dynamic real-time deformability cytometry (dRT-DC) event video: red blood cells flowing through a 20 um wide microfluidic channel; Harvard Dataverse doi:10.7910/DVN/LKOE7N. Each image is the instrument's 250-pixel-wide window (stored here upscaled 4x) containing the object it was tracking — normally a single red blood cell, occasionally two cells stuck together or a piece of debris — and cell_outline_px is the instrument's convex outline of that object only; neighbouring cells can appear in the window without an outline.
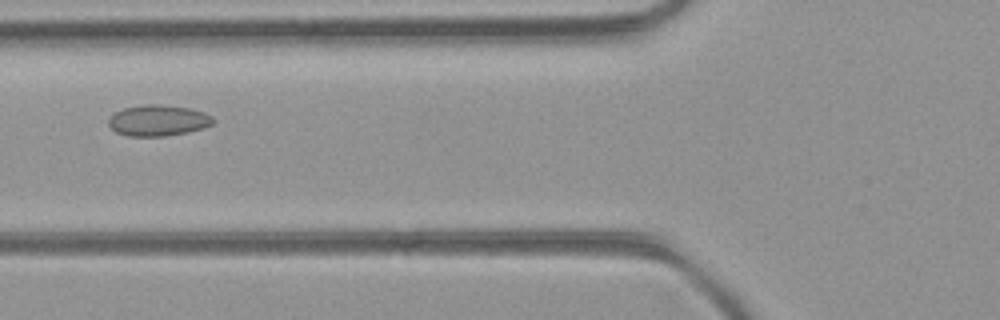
{"species": "common noctule bat (a hibernating species)", "species_latin": "Nyctalus noctula", "temperature_condition": "room temperature", "stored_images_in_passage": 41, "camera_frame_rate_fps": 3000, "um_per_image_px": 0.085, "animal": {"sex": "female", "body_mass_g": 21.9}, "frame": {"image": 1, "passage_image": 10, "time_ms": 3.0, "image_size_px": [1000, 320], "cell_outline_px": [[216, 120], [212, 124], [204, 128], [188, 132], [164, 136], [128, 136], [116, 132], [108, 124], [108, 120], [116, 112], [124, 108], [144, 104], [160, 104], [188, 108], [204, 112], [212, 116]], "centroid_in_image_um": [13.47, 10.24], "position_along_channel_um": 112.3, "area_um2": 18.9}}
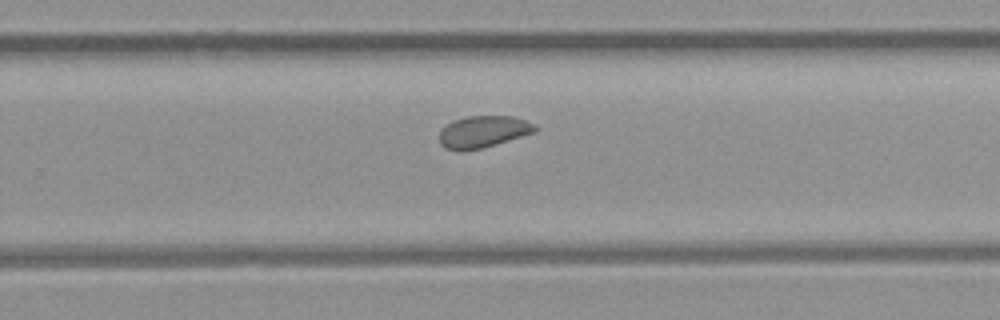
{"frame": {"image": 2, "passage_image": 23, "time_ms": 7.333, "image_size_px": [1000, 320], "cell_outline_px": [[540, 128], [536, 132], [496, 144], [464, 152], [460, 152], [444, 148], [440, 144], [440, 132], [452, 120], [468, 116], [512, 116], [536, 124]], "centroid_in_image_um": [41.09, 11.21], "position_along_channel_um": 288.7, "area_um2": 17.92}}
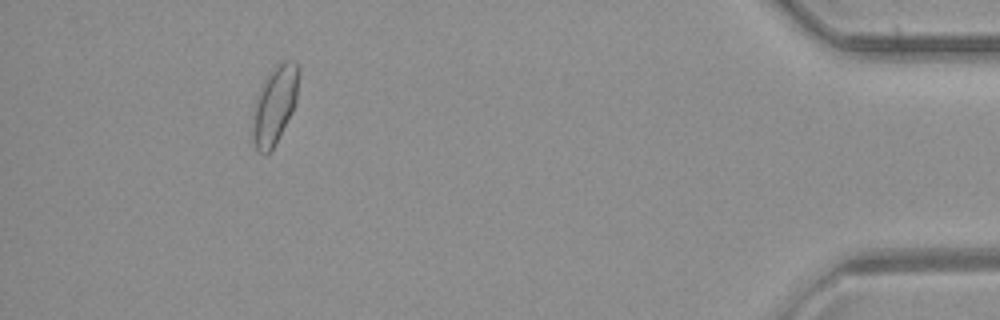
{"frame": {"image": 3, "passage_image": 37, "time_ms": 12.0, "image_size_px": [1000, 320], "cell_outline_px": [[300, 72], [296, 100], [292, 112], [272, 148], [264, 156], [256, 148], [252, 140], [252, 108], [260, 88], [264, 80], [284, 60], [296, 60], [300, 68]], "centroid_in_image_um": [23.34, 8.91], "position_along_channel_um": 411.9, "area_um2": 20.81}, "authors_computed_cell_mechanics": {"area_um2": 18.4382, "velocity_mm_per_s": 4.0736, "shape_relaxation_time_tau1_ms": null, "shape_relaxation_time_tau2_ms": 1.1783, "deformation_change_tau1": null, "deformation_change_tau2": 0.0615}}